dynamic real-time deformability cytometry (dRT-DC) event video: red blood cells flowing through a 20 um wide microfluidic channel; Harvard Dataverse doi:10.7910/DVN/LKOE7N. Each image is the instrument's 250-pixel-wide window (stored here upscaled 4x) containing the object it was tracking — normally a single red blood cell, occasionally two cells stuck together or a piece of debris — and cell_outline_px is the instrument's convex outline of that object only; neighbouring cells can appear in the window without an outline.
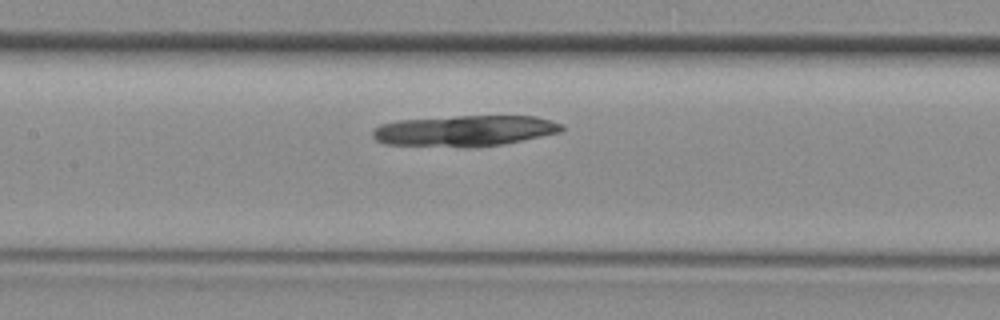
{"species": "common noctule bat (a hibernating species)", "species_latin": "Nyctalus noctula", "temperature_condition": "room temperature", "stored_images_in_passage": 5, "camera_frame_rate_fps": 3000, "um_per_image_px": 0.085, "animal": {"sex": "female", "body_mass_g": 29.2, "forearm_length_mm": 56.3}, "frame": {"image": 1, "passage_image": 5, "time_ms": 1.333, "image_size_px": [1000, 320], "cell_outline_px": [[564, 128], [560, 132], [504, 144], [464, 148], [384, 144], [376, 140], [372, 136], [372, 128], [380, 124], [396, 120], [456, 116], [536, 116], [564, 124]], "centroid_in_image_um": [39.45, 11.12], "position_along_channel_um": 168.0, "area_um2": 34.51}}